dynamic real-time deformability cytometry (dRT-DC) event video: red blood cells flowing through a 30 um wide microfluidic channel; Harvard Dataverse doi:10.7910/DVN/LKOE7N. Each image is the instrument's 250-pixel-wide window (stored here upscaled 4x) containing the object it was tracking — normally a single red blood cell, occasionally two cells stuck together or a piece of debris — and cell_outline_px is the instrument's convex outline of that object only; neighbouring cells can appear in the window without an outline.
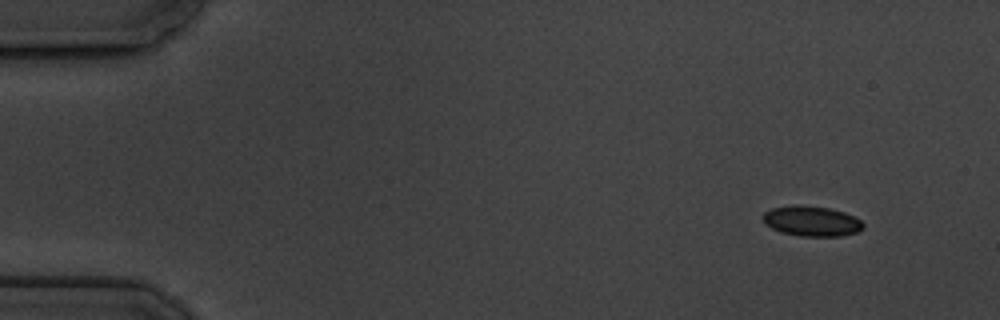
{"species": "common noctule bat (a hibernating species)", "species_latin": "Nyctalus noctula", "temperature_condition": "cold", "stored_images_in_passage": 9, "camera_frame_rate_fps": 3000, "um_per_image_px": 0.085, "animal": {"sex": "male", "body_mass_g": 19.5, "forearm_length_mm": 54.6}, "frame": {"image": 1, "passage_image": 1, "time_ms": 0.0, "image_size_px": [1000, 320], "cell_outline_px": [[864, 228], [860, 232], [840, 236], [800, 236], [780, 232], [764, 224], [760, 216], [764, 212], [772, 208], [796, 204], [828, 208], [844, 212], [860, 220], [864, 224]], "centroid_in_image_um": [68.96, 18.8], "position_along_channel_um": 16.0, "area_um2": 17.86}}
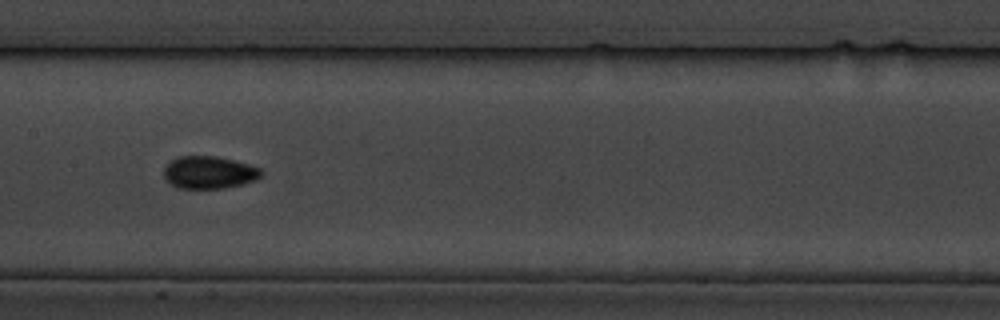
{"frame": {"image": 2, "passage_image": 8, "time_ms": 8.0, "image_size_px": [1000, 320], "cell_outline_px": [[264, 172], [256, 180], [244, 184], [224, 188], [176, 188], [164, 180], [164, 168], [176, 156], [216, 156], [248, 164], [260, 168]], "centroid_in_image_um": [17.76, 14.66], "position_along_channel_um": 189.6, "area_um2": 18.55}}
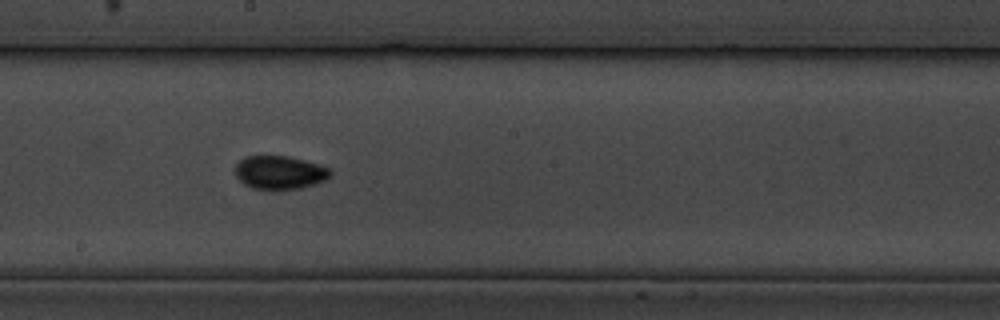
{"frame": {"image": 3, "passage_image": 9, "time_ms": 9.0, "image_size_px": [1000, 320], "cell_outline_px": [[332, 176], [316, 184], [300, 188], [276, 192], [272, 192], [252, 188], [244, 184], [236, 176], [236, 164], [244, 156], [288, 156], [304, 160], [332, 168]], "centroid_in_image_um": [23.79, 14.7], "position_along_channel_um": 224.4, "area_um2": 19.13}}